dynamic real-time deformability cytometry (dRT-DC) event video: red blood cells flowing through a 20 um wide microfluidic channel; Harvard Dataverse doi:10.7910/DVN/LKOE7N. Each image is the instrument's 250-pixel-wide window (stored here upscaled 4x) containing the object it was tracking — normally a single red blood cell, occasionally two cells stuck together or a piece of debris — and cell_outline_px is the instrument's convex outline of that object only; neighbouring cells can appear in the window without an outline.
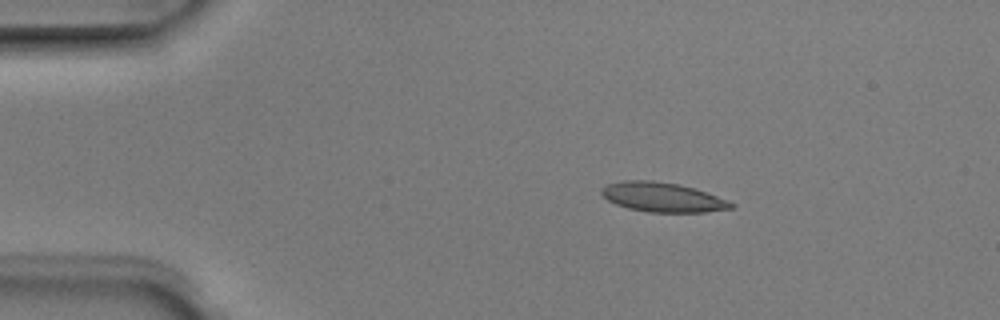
{"species": "Egyptian fruit bat (a non-hibernating species)", "species_latin": "Rousettus aegyptiacus", "temperature_condition": "room temperature", "stored_images_in_passage": 4, "camera_frame_rate_fps": 3000, "um_per_image_px": 0.085, "animal": {"sex": "male"}, "frame": {"image": 1, "passage_image": 3, "time_ms": 0.667, "image_size_px": [1000, 320], "cell_outline_px": [[736, 204], [732, 208], [704, 212], [648, 212], [628, 208], [616, 204], [608, 200], [600, 192], [600, 188], [608, 184], [624, 180], [652, 180], [680, 184], [728, 200]], "centroid_in_image_um": [56.29, 16.76], "position_along_channel_um": 28.7, "area_um2": 22.14}}